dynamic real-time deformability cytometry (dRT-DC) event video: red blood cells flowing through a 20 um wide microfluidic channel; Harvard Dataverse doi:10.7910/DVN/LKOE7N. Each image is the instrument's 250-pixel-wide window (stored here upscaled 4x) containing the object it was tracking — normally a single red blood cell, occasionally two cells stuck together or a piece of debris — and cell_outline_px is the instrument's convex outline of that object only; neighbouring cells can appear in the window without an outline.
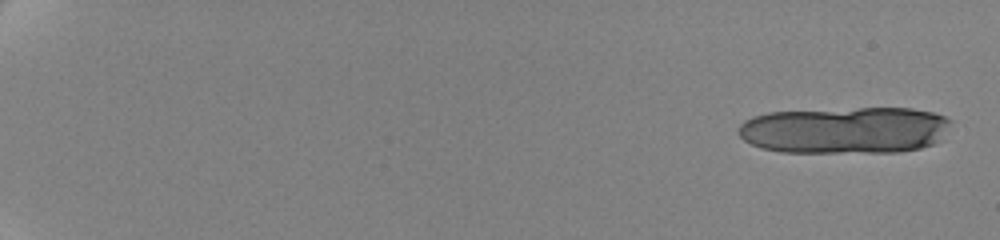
{"species": "human", "species_latin": "Homo sapiens", "temperature_condition": "cold", "stored_images_in_passage": 16, "camera_frame_rate_fps": 3000, "um_per_image_px": 0.085, "donor": {"sex": "female"}, "frame": {"image": 1, "passage_image": 1, "time_ms": 0.0, "image_size_px": [1000, 240], "cell_outline_px": [[952, 120], [940, 140], [932, 144], [920, 148], [900, 152], [780, 152], [760, 148], [744, 140], [736, 132], [740, 124], [744, 120], [752, 116], [768, 112], [860, 108], [912, 108], [932, 112], [944, 116]], "centroid_in_image_um": [71.79, 11.06], "position_along_channel_um": 13.2, "area_um2": 58.26}}